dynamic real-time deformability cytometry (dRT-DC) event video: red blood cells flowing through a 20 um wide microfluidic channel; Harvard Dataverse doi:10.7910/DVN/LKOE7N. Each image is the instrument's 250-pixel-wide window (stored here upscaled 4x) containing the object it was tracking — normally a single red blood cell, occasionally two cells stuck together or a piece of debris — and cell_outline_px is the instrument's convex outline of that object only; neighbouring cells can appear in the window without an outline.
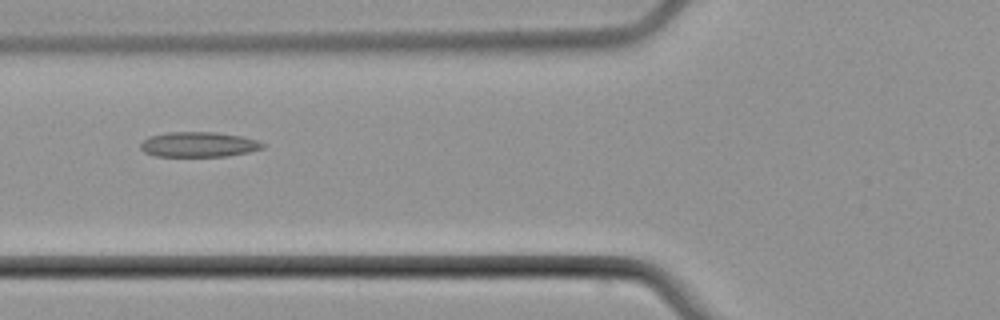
{"species": "common noctule bat (a hibernating species)", "species_latin": "Nyctalus noctula", "temperature_condition": "cold", "stored_images_in_passage": 4, "camera_frame_rate_fps": 3000, "um_per_image_px": 0.085, "animal": {"sex": "male", "body_mass_g": 21.5, "forearm_length_mm": 52.0}, "frame": {"image": 1, "passage_image": 3, "time_ms": 2.333, "image_size_px": [1000, 320], "cell_outline_px": [[268, 144], [264, 148], [248, 152], [228, 156], [156, 156], [144, 152], [140, 148], [140, 144], [148, 136], [168, 132], [216, 132], [244, 136]], "centroid_in_image_um": [16.92, 12.27], "position_along_channel_um": 108.9, "area_um2": 18.03}}
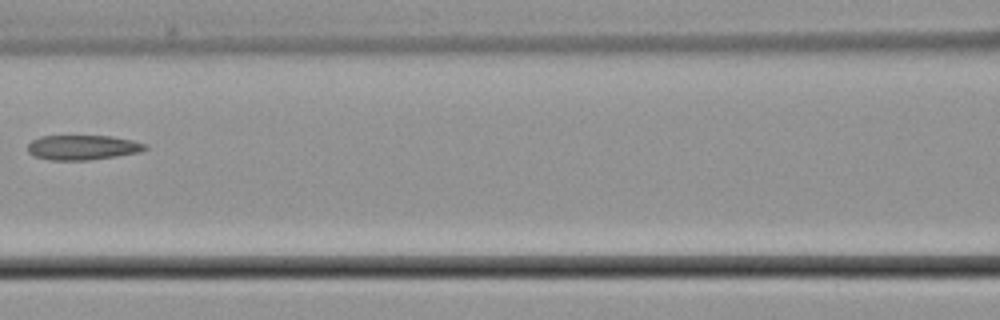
{"frame": {"image": 2, "passage_image": 4, "time_ms": 3.667, "image_size_px": [1000, 320], "cell_outline_px": [[148, 148], [140, 152], [116, 156], [88, 160], [48, 160], [32, 156], [28, 152], [28, 144], [32, 140], [40, 136], [112, 136], [132, 140], [148, 144]], "centroid_in_image_um": [7.02, 12.53], "position_along_channel_um": 159.6, "area_um2": 17.11}}